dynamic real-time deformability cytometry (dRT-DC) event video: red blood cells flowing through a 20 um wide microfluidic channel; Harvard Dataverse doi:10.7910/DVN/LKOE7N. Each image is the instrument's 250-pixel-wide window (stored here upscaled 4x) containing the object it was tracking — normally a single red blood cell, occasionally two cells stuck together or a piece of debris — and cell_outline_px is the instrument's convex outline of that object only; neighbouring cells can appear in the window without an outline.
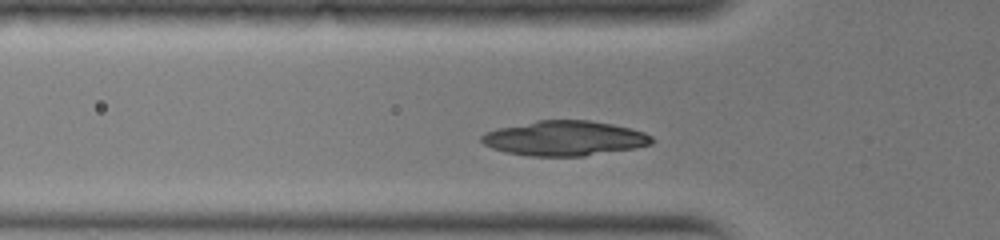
{"species": "common noctule bat (a hibernating species)", "species_latin": "Nyctalus noctula", "temperature_condition": "warm", "stored_images_in_passage": 22, "camera_frame_rate_fps": 3000, "um_per_image_px": 0.085, "animal": {"sex": "female", "body_mass_g": 19.0, "forearm_length_mm": 51.5}, "frame": {"image": 1, "passage_image": 2, "time_ms": 0.333, "image_size_px": [1000, 240], "cell_outline_px": [[656, 140], [652, 144], [636, 148], [584, 156], [532, 156], [504, 152], [492, 148], [484, 144], [480, 140], [480, 136], [484, 132], [496, 128], [536, 120], [588, 120], [612, 124], [632, 128], [644, 132], [652, 136]], "centroid_in_image_um": [47.99, 11.75], "position_along_channel_um": 77.8, "area_um2": 34.97}}
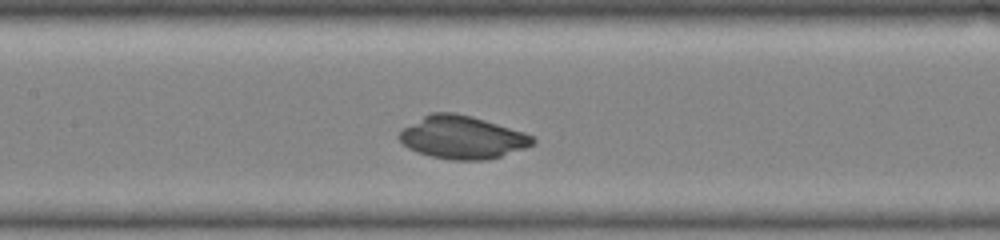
{"frame": {"image": 2, "passage_image": 7, "time_ms": 2.0, "image_size_px": [1000, 240], "cell_outline_px": [[536, 144], [500, 156], [484, 160], [452, 160], [432, 156], [416, 152], [408, 148], [396, 136], [404, 128], [424, 116], [432, 112], [452, 112], [472, 116], [524, 132], [532, 136], [536, 140]], "centroid_in_image_um": [39.3, 11.68], "position_along_channel_um": 168.1, "area_um2": 33.06}}
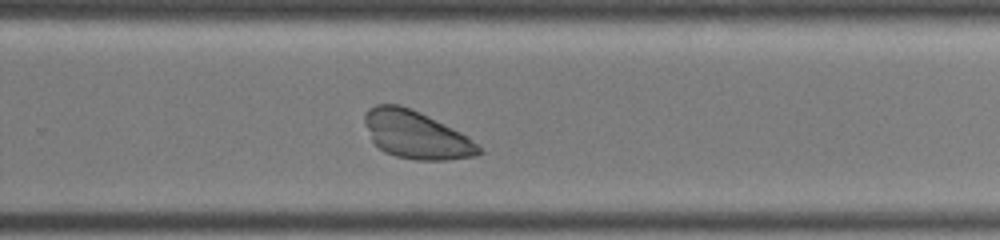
{"frame": {"image": 3, "passage_image": 14, "time_ms": 4.333, "image_size_px": [1000, 240], "cell_outline_px": [[484, 152], [476, 156], [444, 160], [416, 160], [396, 156], [384, 152], [372, 140], [364, 124], [364, 112], [368, 108], [376, 104], [400, 104], [420, 112], [460, 132], [476, 144]], "centroid_in_image_um": [35.33, 11.45], "position_along_channel_um": 294.5, "area_um2": 31.56}}